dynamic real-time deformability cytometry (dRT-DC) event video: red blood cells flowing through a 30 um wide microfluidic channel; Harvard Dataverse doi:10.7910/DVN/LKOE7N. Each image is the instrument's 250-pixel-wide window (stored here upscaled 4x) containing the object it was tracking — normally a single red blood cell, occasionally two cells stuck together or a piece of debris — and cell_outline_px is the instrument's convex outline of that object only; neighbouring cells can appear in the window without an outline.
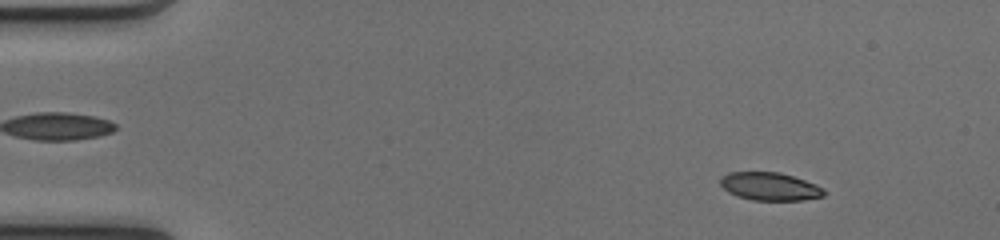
{"species": "common noctule bat (a hibernating species)", "species_latin": "Nyctalus noctula", "temperature_condition": "cold", "stored_images_in_passage": 50, "camera_frame_rate_fps": 3000, "um_per_image_px": 0.085, "animal": {"sex": "female", "body_mass_g": 17.0, "forearm_length_mm": 48.0}, "frame": {"image": 1, "passage_image": 6, "time_ms": 1.667, "image_size_px": [1000, 240], "cell_outline_px": [[824, 196], [800, 200], [752, 200], [736, 196], [728, 192], [720, 184], [720, 180], [728, 172], [780, 172], [816, 184], [824, 188]], "centroid_in_image_um": [65.43, 15.85], "position_along_channel_um": 19.6, "area_um2": 16.82}}
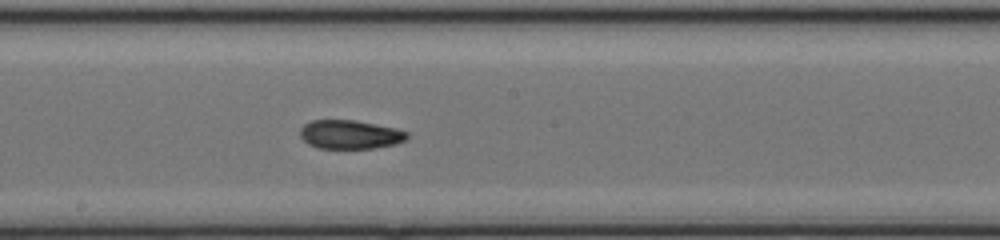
{"frame": {"image": 2, "passage_image": 28, "time_ms": 9.0, "image_size_px": [1000, 240], "cell_outline_px": [[408, 136], [404, 140], [396, 144], [372, 148], [316, 148], [308, 144], [300, 136], [300, 128], [304, 124], [312, 120], [356, 120], [396, 128], [408, 132]], "centroid_in_image_um": [29.73, 11.43], "position_along_channel_um": 218.5, "area_um2": 17.98}}
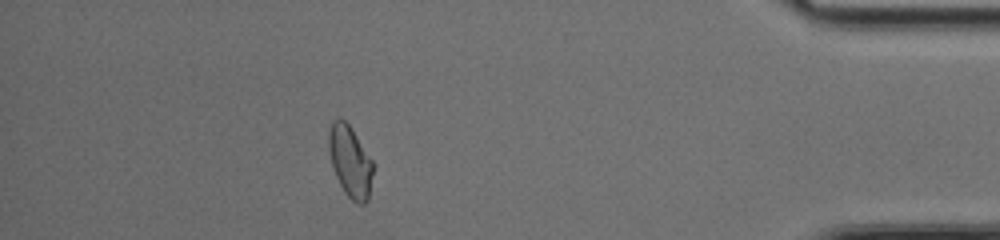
{"frame": {"image": 3, "passage_image": 45, "time_ms": 14.667, "image_size_px": [1000, 240], "cell_outline_px": [[372, 172], [368, 200], [364, 204], [356, 204], [344, 192], [332, 168], [328, 152], [328, 128], [332, 120], [340, 116], [352, 128], [372, 160]], "centroid_in_image_um": [29.72, 13.68], "position_along_channel_um": 405.5, "area_um2": 18.61}, "authors_computed_cell_mechanics": {"area_um2": 18.2937, "velocity_mm_per_s": 4.1303, "shape_relaxation_time_tau1_ms": null, "shape_relaxation_time_tau2_ms": 2.7346, "deformation_change_tau1": null, "deformation_change_tau2": 0.0672}}